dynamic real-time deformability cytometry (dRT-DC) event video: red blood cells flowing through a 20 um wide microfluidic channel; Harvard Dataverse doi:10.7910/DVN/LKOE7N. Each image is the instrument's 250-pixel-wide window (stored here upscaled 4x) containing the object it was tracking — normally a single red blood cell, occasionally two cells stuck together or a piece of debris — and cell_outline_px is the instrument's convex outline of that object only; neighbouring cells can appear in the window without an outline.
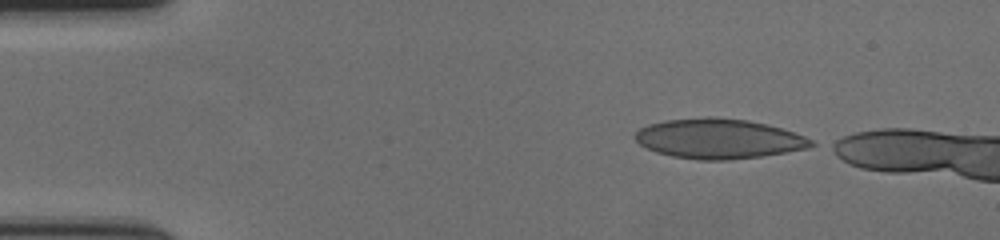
{"species": "human", "species_latin": "Homo sapiens", "temperature_condition": "cold", "stored_images_in_passage": 45, "camera_frame_rate_fps": 3000, "um_per_image_px": 0.085, "donor": {"sex": "female"}, "frame": {"image": 1, "passage_image": 1, "time_ms": 0.0, "image_size_px": [1000, 240], "cell_outline_px": [[816, 144], [808, 148], [760, 156], [728, 160], [696, 160], [672, 156], [656, 152], [640, 144], [632, 136], [640, 128], [648, 124], [664, 120], [708, 116], [716, 116], [748, 120], [768, 124], [804, 136], [812, 140]], "centroid_in_image_um": [61.05, 11.78], "position_along_channel_um": 23.9, "area_um2": 41.04}}
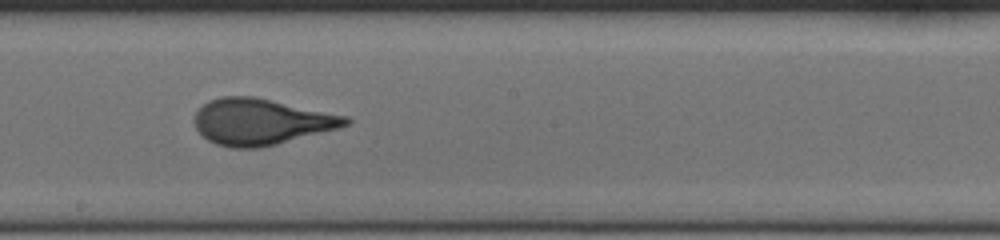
{"frame": {"image": 2, "passage_image": 25, "time_ms": 8.0, "image_size_px": [1000, 240], "cell_outline_px": [[352, 120], [348, 124], [336, 128], [276, 144], [260, 148], [232, 148], [216, 144], [208, 140], [196, 128], [192, 120], [196, 112], [208, 100], [224, 96], [256, 96], [348, 116]], "centroid_in_image_um": [22.15, 10.33], "position_along_channel_um": 226.0, "area_um2": 40.58}}
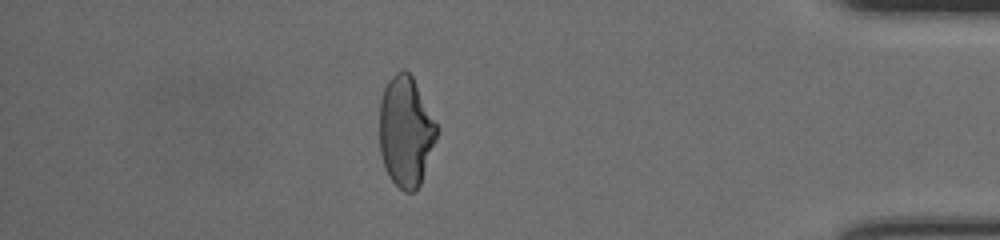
{"frame": {"image": 3, "passage_image": 43, "time_ms": 14.0, "image_size_px": [1000, 240], "cell_outline_px": [[436, 140], [420, 184], [416, 192], [404, 192], [388, 176], [384, 168], [380, 152], [380, 100], [384, 88], [388, 80], [400, 68], [404, 68], [412, 76], [436, 124]], "centroid_in_image_um": [34.46, 11.19], "position_along_channel_um": 400.7, "area_um2": 36.65}, "authors_computed_cell_mechanics": {"area_um2": 40.2288, "velocity_mm_per_s": 3.5662, "shape_relaxation_time_tau1_ms": 5.8266, "shape_relaxation_time_tau2_ms": null, "deformation_change_tau1": 0.1955, "deformation_change_tau2": null}}